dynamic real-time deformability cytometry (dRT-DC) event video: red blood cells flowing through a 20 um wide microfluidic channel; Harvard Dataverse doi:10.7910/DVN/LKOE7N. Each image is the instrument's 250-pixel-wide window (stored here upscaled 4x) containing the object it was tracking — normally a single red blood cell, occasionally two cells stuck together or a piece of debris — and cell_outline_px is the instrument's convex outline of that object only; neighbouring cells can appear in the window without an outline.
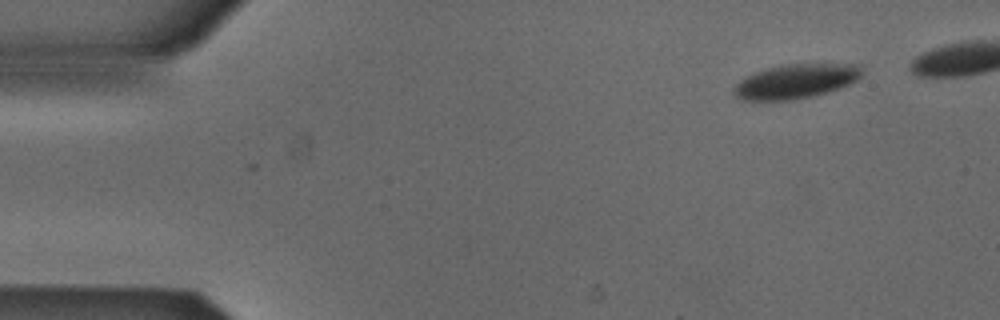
{"species": "Egyptian fruit bat (a non-hibernating species)", "species_latin": "Rousettus aegyptiacus", "temperature_condition": "cold", "stored_images_in_passage": 42, "camera_frame_rate_fps": 3000, "um_per_image_px": 0.085, "animal": {"sex": "male"}, "frame": {"image": 1, "passage_image": 1, "time_ms": 0.0, "image_size_px": [1000, 320], "cell_outline_px": [[860, 76], [856, 80], [840, 88], [828, 92], [812, 96], [792, 100], [740, 100], [732, 92], [732, 88], [740, 80], [764, 68], [780, 64], [860, 64]], "centroid_in_image_um": [67.59, 6.91], "position_along_channel_um": 17.4, "area_um2": 25.61}}
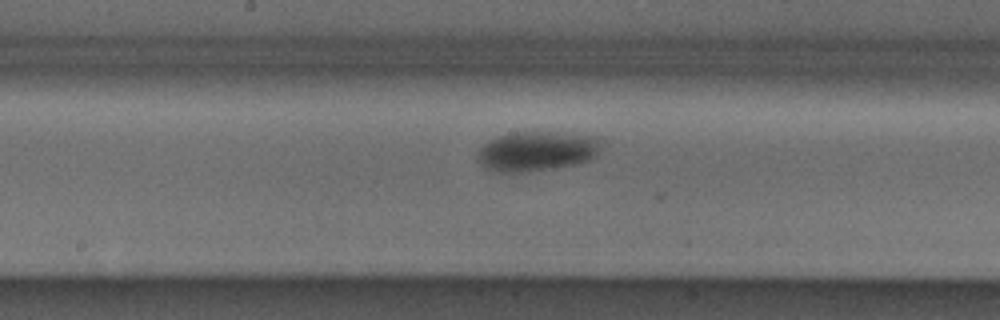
{"frame": {"image": 2, "passage_image": 23, "time_ms": 7.333, "image_size_px": [1000, 320], "cell_outline_px": [[604, 140], [596, 156], [588, 160], [576, 164], [556, 168], [520, 172], [500, 172], [488, 168], [476, 160], [480, 148], [484, 144], [500, 136], [512, 132], [564, 132], [600, 136]], "centroid_in_image_um": [45.72, 12.83], "position_along_channel_um": 202.5, "area_um2": 28.84}}
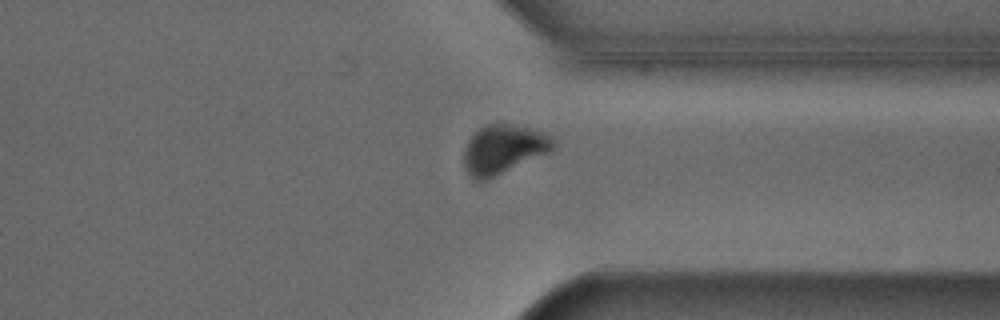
{"frame": {"image": 3, "passage_image": 36, "time_ms": 11.667, "image_size_px": [1000, 320], "cell_outline_px": [[556, 148], [548, 152], [488, 180], [472, 180], [464, 168], [464, 148], [468, 140], [480, 128], [488, 124], [508, 124], [532, 128], [544, 132], [552, 136], [556, 144]], "centroid_in_image_um": [42.79, 12.7], "position_along_channel_um": 368.6, "area_um2": 25.61}}